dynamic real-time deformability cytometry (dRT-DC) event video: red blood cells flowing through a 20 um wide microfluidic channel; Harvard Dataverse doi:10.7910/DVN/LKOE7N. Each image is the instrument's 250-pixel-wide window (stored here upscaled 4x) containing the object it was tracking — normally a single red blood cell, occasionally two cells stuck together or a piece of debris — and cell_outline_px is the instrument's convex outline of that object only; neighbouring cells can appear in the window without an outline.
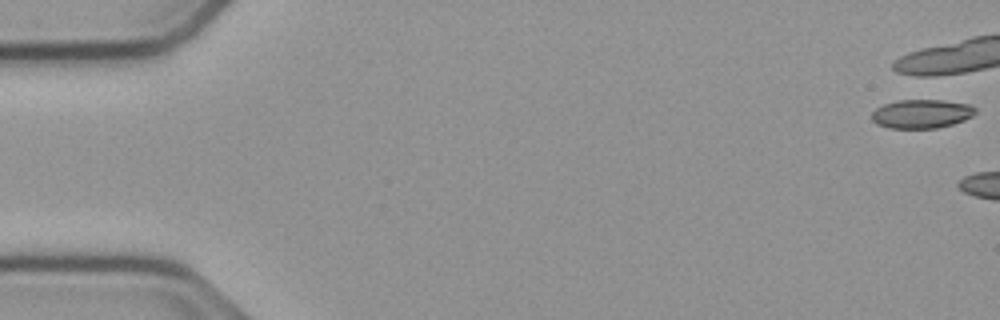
{"species": "common noctule bat (a hibernating species)", "species_latin": "Nyctalus noctula", "temperature_condition": "cold", "stored_images_in_passage": 3, "camera_frame_rate_fps": 3000, "um_per_image_px": 0.085, "animal": {"sex": "male", "body_mass_g": 23.1, "forearm_length_mm": 52.7}, "frame": {"image": 1, "passage_image": 1, "time_ms": 0.0, "image_size_px": [1000, 320], "cell_outline_px": [[976, 112], [972, 116], [964, 120], [952, 124], [936, 128], [888, 128], [876, 124], [872, 120], [872, 112], [876, 108], [884, 104], [900, 100], [944, 100], [968, 104], [976, 108]], "centroid_in_image_um": [78.32, 9.67], "position_along_channel_um": 6.7, "area_um2": 17.4}}